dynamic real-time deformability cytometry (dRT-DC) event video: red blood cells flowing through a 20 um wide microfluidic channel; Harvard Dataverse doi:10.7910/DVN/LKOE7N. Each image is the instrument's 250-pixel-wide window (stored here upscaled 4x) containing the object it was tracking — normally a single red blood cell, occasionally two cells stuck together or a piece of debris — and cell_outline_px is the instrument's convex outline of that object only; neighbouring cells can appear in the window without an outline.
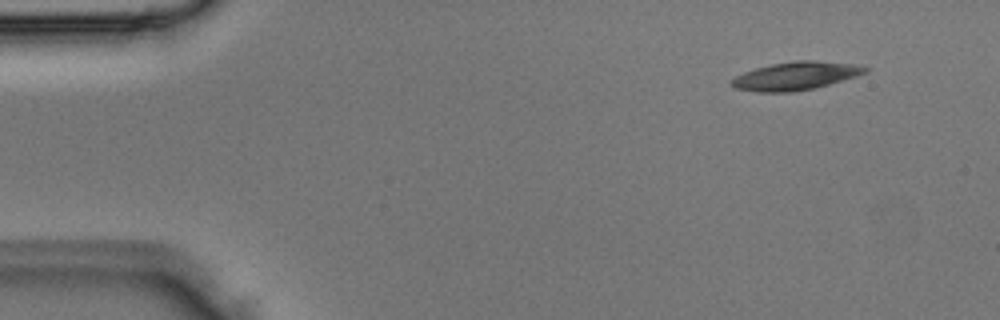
{"species": "Egyptian fruit bat (a non-hibernating species)", "species_latin": "Rousettus aegyptiacus", "temperature_condition": "room temperature", "stored_images_in_passage": 3, "camera_frame_rate_fps": 3000, "um_per_image_px": 0.085, "animal": {"sex": "male"}, "frame": {"image": 1, "passage_image": 1, "time_ms": 0.0, "image_size_px": [1000, 320], "cell_outline_px": [[868, 72], [828, 84], [812, 88], [792, 92], [760, 92], [736, 88], [728, 84], [736, 76], [744, 72], [756, 68], [772, 64], [796, 60], [816, 60], [852, 64], [868, 68]], "centroid_in_image_um": [67.6, 6.45], "position_along_channel_um": 17.4, "area_um2": 21.56}}